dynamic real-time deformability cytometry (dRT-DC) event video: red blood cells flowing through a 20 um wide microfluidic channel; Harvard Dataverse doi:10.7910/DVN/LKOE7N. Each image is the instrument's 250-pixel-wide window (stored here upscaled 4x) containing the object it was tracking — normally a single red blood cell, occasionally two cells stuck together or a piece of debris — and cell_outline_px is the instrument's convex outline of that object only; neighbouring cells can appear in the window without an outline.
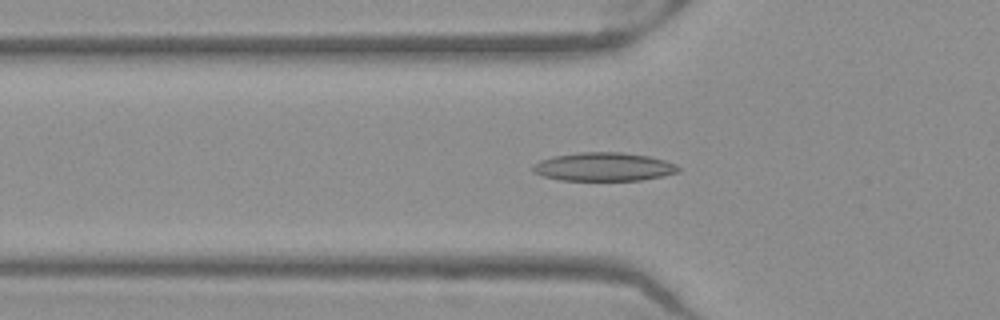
{"species": "Egyptian fruit bat (a non-hibernating species)", "species_latin": "Rousettus aegyptiacus", "temperature_condition": "warm", "stored_images_in_passage": 52, "camera_frame_rate_fps": 3000, "um_per_image_px": 0.085, "frame": {"image": 1, "passage_image": 18, "time_ms": 5.667, "image_size_px": [1000, 320], "cell_outline_px": [[680, 172], [664, 176], [640, 180], [560, 180], [544, 176], [532, 172], [532, 164], [540, 160], [552, 156], [580, 152], [620, 152], [648, 156], [664, 160], [676, 164], [680, 168]], "centroid_in_image_um": [51.31, 14.18], "position_along_channel_um": 74.5, "area_um2": 24.28}}
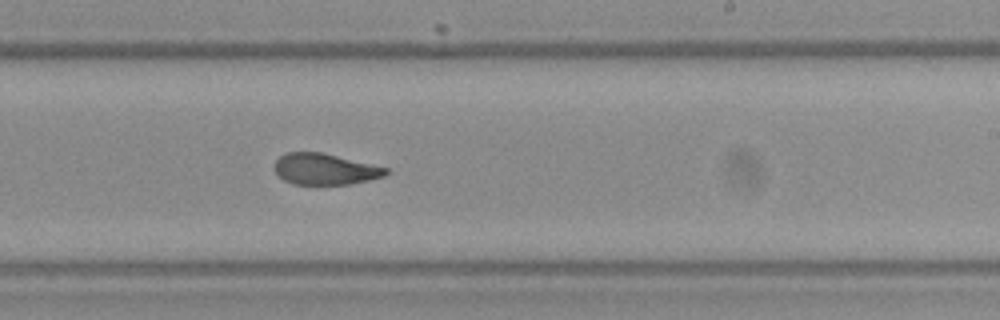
{"frame": {"image": 2, "passage_image": 32, "time_ms": 10.333, "image_size_px": [1000, 320], "cell_outline_px": [[388, 172], [384, 176], [352, 184], [292, 184], [284, 180], [272, 168], [276, 160], [280, 156], [288, 152], [320, 152], [388, 168]], "centroid_in_image_um": [27.58, 14.38], "position_along_channel_um": 261.4, "area_um2": 20.06}}
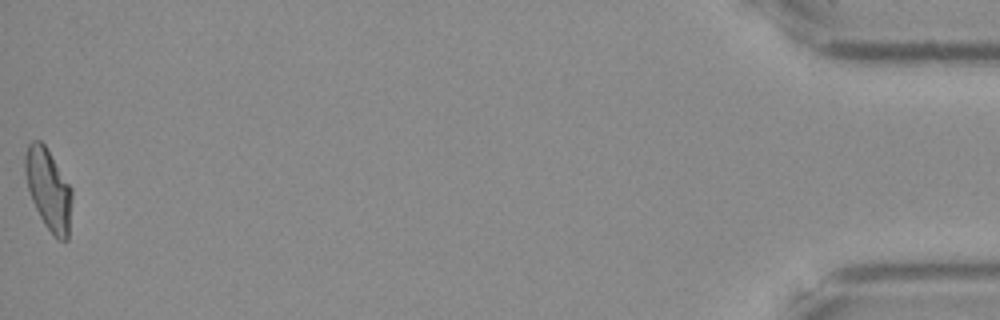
{"frame": {"image": 3, "passage_image": 52, "time_ms": 17.0, "image_size_px": [1000, 320], "cell_outline_px": [[72, 196], [68, 240], [56, 240], [44, 224], [32, 200], [28, 188], [24, 172], [24, 156], [28, 144], [32, 140], [40, 140], [44, 144], [72, 188]], "centroid_in_image_um": [4.11, 16.1], "position_along_channel_um": 431.1, "area_um2": 22.2}, "authors_computed_cell_mechanics": {"area_um2": 22.2241, "velocity_mm_per_s": 3.9848, "shape_relaxation_time_tau1_ms": 5.7732, "shape_relaxation_time_tau2_ms": 1.2082, "deformation_change_tau1": 0.1858, "deformation_change_tau2": 0.0683}}